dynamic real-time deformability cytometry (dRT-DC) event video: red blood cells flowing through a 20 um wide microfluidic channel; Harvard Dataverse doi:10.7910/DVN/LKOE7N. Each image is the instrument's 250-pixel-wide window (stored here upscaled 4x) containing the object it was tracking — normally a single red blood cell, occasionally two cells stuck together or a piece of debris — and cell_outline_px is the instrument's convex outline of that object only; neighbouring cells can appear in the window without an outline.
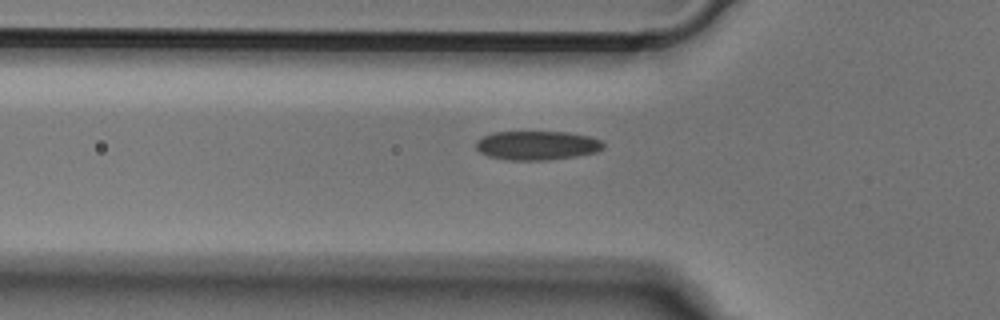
{"species": "Egyptian fruit bat (a non-hibernating species)", "species_latin": "Rousettus aegyptiacus", "temperature_condition": "cold", "stored_images_in_passage": 34, "camera_frame_rate_fps": 3000, "um_per_image_px": 0.085, "animal": {"sex": "male"}, "frame": {"image": 1, "passage_image": 3, "time_ms": 0.667, "image_size_px": [1000, 320], "cell_outline_px": [[604, 148], [596, 152], [576, 156], [548, 160], [508, 160], [488, 156], [480, 152], [476, 148], [476, 140], [492, 132], [564, 132], [588, 136], [600, 140], [604, 144]], "centroid_in_image_um": [45.63, 12.36], "position_along_channel_um": 80.2, "area_um2": 21.5}}
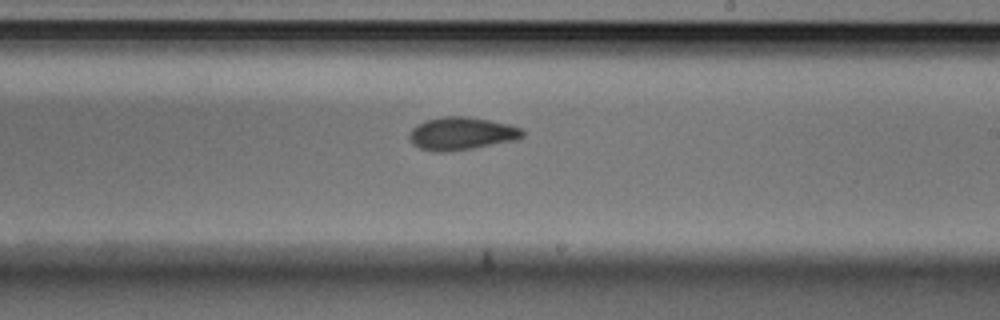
{"frame": {"image": 2, "passage_image": 16, "time_ms": 5.0, "image_size_px": [1000, 320], "cell_outline_px": [[524, 136], [516, 140], [472, 148], [444, 152], [436, 152], [420, 148], [412, 144], [408, 140], [408, 136], [412, 128], [416, 124], [424, 120], [444, 116], [464, 116], [488, 120], [508, 124], [520, 128], [524, 132]], "centroid_in_image_um": [39.18, 11.35], "position_along_channel_um": 249.8, "area_um2": 21.68}}
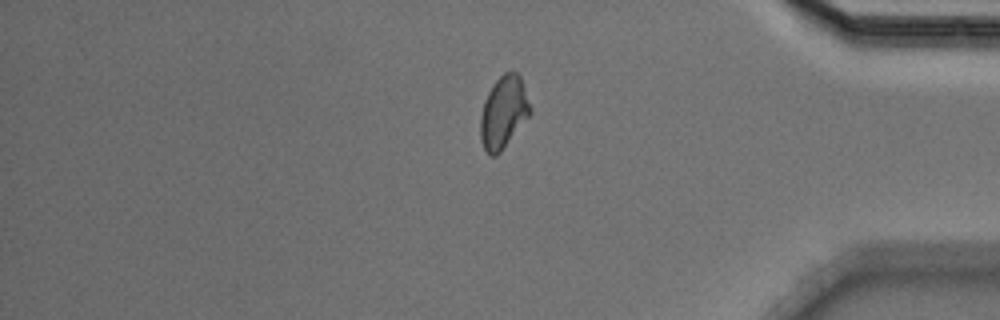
{"frame": {"image": 3, "passage_image": 29, "time_ms": 9.333, "image_size_px": [1000, 320], "cell_outline_px": [[532, 112], [500, 152], [496, 156], [492, 156], [484, 148], [480, 140], [480, 116], [484, 100], [488, 92], [496, 80], [504, 72], [512, 68], [520, 76], [532, 108]], "centroid_in_image_um": [42.8, 9.5], "position_along_channel_um": 392.4, "area_um2": 20.98}}